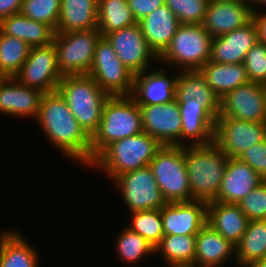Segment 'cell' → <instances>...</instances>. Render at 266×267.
Segmentation results:
<instances>
[{"mask_svg":"<svg viewBox=\"0 0 266 267\" xmlns=\"http://www.w3.org/2000/svg\"><path fill=\"white\" fill-rule=\"evenodd\" d=\"M23 0H0V20L20 13Z\"/></svg>","mask_w":266,"mask_h":267,"instance_id":"42","label":"cell"},{"mask_svg":"<svg viewBox=\"0 0 266 267\" xmlns=\"http://www.w3.org/2000/svg\"><path fill=\"white\" fill-rule=\"evenodd\" d=\"M43 94L21 84L15 77H7L0 86V113L35 120Z\"/></svg>","mask_w":266,"mask_h":267,"instance_id":"22","label":"cell"},{"mask_svg":"<svg viewBox=\"0 0 266 267\" xmlns=\"http://www.w3.org/2000/svg\"><path fill=\"white\" fill-rule=\"evenodd\" d=\"M131 215L130 224L126 223L128 224L126 227L142 236L155 247L165 235L161 209L136 211L132 212Z\"/></svg>","mask_w":266,"mask_h":267,"instance_id":"35","label":"cell"},{"mask_svg":"<svg viewBox=\"0 0 266 267\" xmlns=\"http://www.w3.org/2000/svg\"><path fill=\"white\" fill-rule=\"evenodd\" d=\"M239 159L266 180V139L247 149Z\"/></svg>","mask_w":266,"mask_h":267,"instance_id":"40","label":"cell"},{"mask_svg":"<svg viewBox=\"0 0 266 267\" xmlns=\"http://www.w3.org/2000/svg\"><path fill=\"white\" fill-rule=\"evenodd\" d=\"M175 99L182 121L181 146L187 139L191 145L213 142L220 98L200 70L179 71Z\"/></svg>","mask_w":266,"mask_h":267,"instance_id":"1","label":"cell"},{"mask_svg":"<svg viewBox=\"0 0 266 267\" xmlns=\"http://www.w3.org/2000/svg\"><path fill=\"white\" fill-rule=\"evenodd\" d=\"M258 11H253L252 20L257 28L258 41L266 43V12Z\"/></svg>","mask_w":266,"mask_h":267,"instance_id":"43","label":"cell"},{"mask_svg":"<svg viewBox=\"0 0 266 267\" xmlns=\"http://www.w3.org/2000/svg\"><path fill=\"white\" fill-rule=\"evenodd\" d=\"M98 26V0H61L56 33L89 30Z\"/></svg>","mask_w":266,"mask_h":267,"instance_id":"26","label":"cell"},{"mask_svg":"<svg viewBox=\"0 0 266 267\" xmlns=\"http://www.w3.org/2000/svg\"><path fill=\"white\" fill-rule=\"evenodd\" d=\"M115 243L118 257L129 265L140 263L145 256L155 254L152 244L125 226L117 235Z\"/></svg>","mask_w":266,"mask_h":267,"instance_id":"34","label":"cell"},{"mask_svg":"<svg viewBox=\"0 0 266 267\" xmlns=\"http://www.w3.org/2000/svg\"><path fill=\"white\" fill-rule=\"evenodd\" d=\"M36 121L48 141L69 159L90 166L91 137L58 91L42 96Z\"/></svg>","mask_w":266,"mask_h":267,"instance_id":"2","label":"cell"},{"mask_svg":"<svg viewBox=\"0 0 266 267\" xmlns=\"http://www.w3.org/2000/svg\"><path fill=\"white\" fill-rule=\"evenodd\" d=\"M200 71L220 99L226 93L249 82L244 63L226 64L208 61Z\"/></svg>","mask_w":266,"mask_h":267,"instance_id":"29","label":"cell"},{"mask_svg":"<svg viewBox=\"0 0 266 267\" xmlns=\"http://www.w3.org/2000/svg\"><path fill=\"white\" fill-rule=\"evenodd\" d=\"M249 221L237 204L218 201L207 204V223L234 245L244 235Z\"/></svg>","mask_w":266,"mask_h":267,"instance_id":"25","label":"cell"},{"mask_svg":"<svg viewBox=\"0 0 266 267\" xmlns=\"http://www.w3.org/2000/svg\"><path fill=\"white\" fill-rule=\"evenodd\" d=\"M62 77L57 65L54 43L32 47L28 58L15 76L21 84L38 89L44 94L57 91Z\"/></svg>","mask_w":266,"mask_h":267,"instance_id":"13","label":"cell"},{"mask_svg":"<svg viewBox=\"0 0 266 267\" xmlns=\"http://www.w3.org/2000/svg\"><path fill=\"white\" fill-rule=\"evenodd\" d=\"M154 250L169 267L194 265L196 235H164Z\"/></svg>","mask_w":266,"mask_h":267,"instance_id":"30","label":"cell"},{"mask_svg":"<svg viewBox=\"0 0 266 267\" xmlns=\"http://www.w3.org/2000/svg\"><path fill=\"white\" fill-rule=\"evenodd\" d=\"M252 17L253 9L247 1L210 0L202 25L214 38L243 27Z\"/></svg>","mask_w":266,"mask_h":267,"instance_id":"18","label":"cell"},{"mask_svg":"<svg viewBox=\"0 0 266 267\" xmlns=\"http://www.w3.org/2000/svg\"><path fill=\"white\" fill-rule=\"evenodd\" d=\"M101 33L97 28L65 33H56L54 46L57 65L62 76L89 74L95 47Z\"/></svg>","mask_w":266,"mask_h":267,"instance_id":"9","label":"cell"},{"mask_svg":"<svg viewBox=\"0 0 266 267\" xmlns=\"http://www.w3.org/2000/svg\"><path fill=\"white\" fill-rule=\"evenodd\" d=\"M257 41V28L251 20L230 33L214 37L209 61L226 64L244 63L247 52Z\"/></svg>","mask_w":266,"mask_h":267,"instance_id":"20","label":"cell"},{"mask_svg":"<svg viewBox=\"0 0 266 267\" xmlns=\"http://www.w3.org/2000/svg\"><path fill=\"white\" fill-rule=\"evenodd\" d=\"M247 2L251 5L253 11H255L257 9V8H255L257 5L266 6V0H247Z\"/></svg>","mask_w":266,"mask_h":267,"instance_id":"45","label":"cell"},{"mask_svg":"<svg viewBox=\"0 0 266 267\" xmlns=\"http://www.w3.org/2000/svg\"><path fill=\"white\" fill-rule=\"evenodd\" d=\"M249 220H266V180L237 204Z\"/></svg>","mask_w":266,"mask_h":267,"instance_id":"38","label":"cell"},{"mask_svg":"<svg viewBox=\"0 0 266 267\" xmlns=\"http://www.w3.org/2000/svg\"><path fill=\"white\" fill-rule=\"evenodd\" d=\"M57 91L79 125L92 137L99 128L103 107L110 95L88 74L63 76Z\"/></svg>","mask_w":266,"mask_h":267,"instance_id":"5","label":"cell"},{"mask_svg":"<svg viewBox=\"0 0 266 267\" xmlns=\"http://www.w3.org/2000/svg\"><path fill=\"white\" fill-rule=\"evenodd\" d=\"M127 2L137 23L165 4V0H127Z\"/></svg>","mask_w":266,"mask_h":267,"instance_id":"41","label":"cell"},{"mask_svg":"<svg viewBox=\"0 0 266 267\" xmlns=\"http://www.w3.org/2000/svg\"><path fill=\"white\" fill-rule=\"evenodd\" d=\"M212 39L202 24H180L160 64L175 72L200 70L210 59Z\"/></svg>","mask_w":266,"mask_h":267,"instance_id":"7","label":"cell"},{"mask_svg":"<svg viewBox=\"0 0 266 267\" xmlns=\"http://www.w3.org/2000/svg\"><path fill=\"white\" fill-rule=\"evenodd\" d=\"M173 267H199L195 265H179V266H173Z\"/></svg>","mask_w":266,"mask_h":267,"instance_id":"47","label":"cell"},{"mask_svg":"<svg viewBox=\"0 0 266 267\" xmlns=\"http://www.w3.org/2000/svg\"><path fill=\"white\" fill-rule=\"evenodd\" d=\"M110 96H131L134 76L118 58L109 41L101 36L97 41L89 74Z\"/></svg>","mask_w":266,"mask_h":267,"instance_id":"10","label":"cell"},{"mask_svg":"<svg viewBox=\"0 0 266 267\" xmlns=\"http://www.w3.org/2000/svg\"><path fill=\"white\" fill-rule=\"evenodd\" d=\"M184 160L191 200L214 201L222 184L228 157L213 141L209 144H186Z\"/></svg>","mask_w":266,"mask_h":267,"instance_id":"3","label":"cell"},{"mask_svg":"<svg viewBox=\"0 0 266 267\" xmlns=\"http://www.w3.org/2000/svg\"><path fill=\"white\" fill-rule=\"evenodd\" d=\"M207 202H170L161 208L165 235H196L207 224Z\"/></svg>","mask_w":266,"mask_h":267,"instance_id":"17","label":"cell"},{"mask_svg":"<svg viewBox=\"0 0 266 267\" xmlns=\"http://www.w3.org/2000/svg\"><path fill=\"white\" fill-rule=\"evenodd\" d=\"M263 89H264V93H265V99H266V81L262 84Z\"/></svg>","mask_w":266,"mask_h":267,"instance_id":"48","label":"cell"},{"mask_svg":"<svg viewBox=\"0 0 266 267\" xmlns=\"http://www.w3.org/2000/svg\"><path fill=\"white\" fill-rule=\"evenodd\" d=\"M149 166L167 203L191 201L184 146H162Z\"/></svg>","mask_w":266,"mask_h":267,"instance_id":"8","label":"cell"},{"mask_svg":"<svg viewBox=\"0 0 266 267\" xmlns=\"http://www.w3.org/2000/svg\"><path fill=\"white\" fill-rule=\"evenodd\" d=\"M31 48L23 40L0 31V71L6 77H15L28 58Z\"/></svg>","mask_w":266,"mask_h":267,"instance_id":"33","label":"cell"},{"mask_svg":"<svg viewBox=\"0 0 266 267\" xmlns=\"http://www.w3.org/2000/svg\"><path fill=\"white\" fill-rule=\"evenodd\" d=\"M162 145L145 132L111 143L89 167L102 171L110 180L123 173L150 165Z\"/></svg>","mask_w":266,"mask_h":267,"instance_id":"6","label":"cell"},{"mask_svg":"<svg viewBox=\"0 0 266 267\" xmlns=\"http://www.w3.org/2000/svg\"><path fill=\"white\" fill-rule=\"evenodd\" d=\"M112 182L130 213L161 209L167 203L149 165L116 176Z\"/></svg>","mask_w":266,"mask_h":267,"instance_id":"11","label":"cell"},{"mask_svg":"<svg viewBox=\"0 0 266 267\" xmlns=\"http://www.w3.org/2000/svg\"><path fill=\"white\" fill-rule=\"evenodd\" d=\"M244 65L249 82L263 84L266 81V43L257 41L247 52Z\"/></svg>","mask_w":266,"mask_h":267,"instance_id":"39","label":"cell"},{"mask_svg":"<svg viewBox=\"0 0 266 267\" xmlns=\"http://www.w3.org/2000/svg\"><path fill=\"white\" fill-rule=\"evenodd\" d=\"M235 248L238 267L266 259V220H250Z\"/></svg>","mask_w":266,"mask_h":267,"instance_id":"31","label":"cell"},{"mask_svg":"<svg viewBox=\"0 0 266 267\" xmlns=\"http://www.w3.org/2000/svg\"><path fill=\"white\" fill-rule=\"evenodd\" d=\"M210 0H165L180 24H202Z\"/></svg>","mask_w":266,"mask_h":267,"instance_id":"37","label":"cell"},{"mask_svg":"<svg viewBox=\"0 0 266 267\" xmlns=\"http://www.w3.org/2000/svg\"><path fill=\"white\" fill-rule=\"evenodd\" d=\"M219 117L266 122V99L262 84L248 82L220 99Z\"/></svg>","mask_w":266,"mask_h":267,"instance_id":"16","label":"cell"},{"mask_svg":"<svg viewBox=\"0 0 266 267\" xmlns=\"http://www.w3.org/2000/svg\"><path fill=\"white\" fill-rule=\"evenodd\" d=\"M164 69H147L135 74L131 97L137 105L164 104L175 100L179 72L170 76Z\"/></svg>","mask_w":266,"mask_h":267,"instance_id":"19","label":"cell"},{"mask_svg":"<svg viewBox=\"0 0 266 267\" xmlns=\"http://www.w3.org/2000/svg\"><path fill=\"white\" fill-rule=\"evenodd\" d=\"M141 111L131 96H110L98 130L91 137L90 165L113 142L141 134Z\"/></svg>","mask_w":266,"mask_h":267,"instance_id":"4","label":"cell"},{"mask_svg":"<svg viewBox=\"0 0 266 267\" xmlns=\"http://www.w3.org/2000/svg\"><path fill=\"white\" fill-rule=\"evenodd\" d=\"M266 139V122L218 117L214 142L228 158H239L247 149Z\"/></svg>","mask_w":266,"mask_h":267,"instance_id":"12","label":"cell"},{"mask_svg":"<svg viewBox=\"0 0 266 267\" xmlns=\"http://www.w3.org/2000/svg\"><path fill=\"white\" fill-rule=\"evenodd\" d=\"M0 31L23 40L31 47L45 46L53 43L55 30L38 21H33L21 13L12 14L0 20Z\"/></svg>","mask_w":266,"mask_h":267,"instance_id":"28","label":"cell"},{"mask_svg":"<svg viewBox=\"0 0 266 267\" xmlns=\"http://www.w3.org/2000/svg\"><path fill=\"white\" fill-rule=\"evenodd\" d=\"M235 256V245L216 232L208 223L196 234L195 266L221 267L231 257L236 263Z\"/></svg>","mask_w":266,"mask_h":267,"instance_id":"24","label":"cell"},{"mask_svg":"<svg viewBox=\"0 0 266 267\" xmlns=\"http://www.w3.org/2000/svg\"><path fill=\"white\" fill-rule=\"evenodd\" d=\"M40 255L18 230L0 233V267H40Z\"/></svg>","mask_w":266,"mask_h":267,"instance_id":"27","label":"cell"},{"mask_svg":"<svg viewBox=\"0 0 266 267\" xmlns=\"http://www.w3.org/2000/svg\"><path fill=\"white\" fill-rule=\"evenodd\" d=\"M240 267H266V259L256 260Z\"/></svg>","mask_w":266,"mask_h":267,"instance_id":"44","label":"cell"},{"mask_svg":"<svg viewBox=\"0 0 266 267\" xmlns=\"http://www.w3.org/2000/svg\"><path fill=\"white\" fill-rule=\"evenodd\" d=\"M104 37L121 62L134 74L147 70L153 62L159 63V58L148 46L139 23L123 27Z\"/></svg>","mask_w":266,"mask_h":267,"instance_id":"14","label":"cell"},{"mask_svg":"<svg viewBox=\"0 0 266 267\" xmlns=\"http://www.w3.org/2000/svg\"><path fill=\"white\" fill-rule=\"evenodd\" d=\"M6 76L0 71V86L6 80Z\"/></svg>","mask_w":266,"mask_h":267,"instance_id":"46","label":"cell"},{"mask_svg":"<svg viewBox=\"0 0 266 267\" xmlns=\"http://www.w3.org/2000/svg\"><path fill=\"white\" fill-rule=\"evenodd\" d=\"M263 178L239 158H228L219 193L214 201L238 204Z\"/></svg>","mask_w":266,"mask_h":267,"instance_id":"21","label":"cell"},{"mask_svg":"<svg viewBox=\"0 0 266 267\" xmlns=\"http://www.w3.org/2000/svg\"><path fill=\"white\" fill-rule=\"evenodd\" d=\"M127 0H98V26L101 36L136 24Z\"/></svg>","mask_w":266,"mask_h":267,"instance_id":"32","label":"cell"},{"mask_svg":"<svg viewBox=\"0 0 266 267\" xmlns=\"http://www.w3.org/2000/svg\"><path fill=\"white\" fill-rule=\"evenodd\" d=\"M138 106L143 132L162 146H181L182 121L176 99L164 104Z\"/></svg>","mask_w":266,"mask_h":267,"instance_id":"15","label":"cell"},{"mask_svg":"<svg viewBox=\"0 0 266 267\" xmlns=\"http://www.w3.org/2000/svg\"><path fill=\"white\" fill-rule=\"evenodd\" d=\"M60 5L61 0H23L20 13L33 21L45 23L56 31Z\"/></svg>","mask_w":266,"mask_h":267,"instance_id":"36","label":"cell"},{"mask_svg":"<svg viewBox=\"0 0 266 267\" xmlns=\"http://www.w3.org/2000/svg\"><path fill=\"white\" fill-rule=\"evenodd\" d=\"M148 46L159 58L171 43L180 25L176 15L164 4L138 22Z\"/></svg>","mask_w":266,"mask_h":267,"instance_id":"23","label":"cell"}]
</instances>
